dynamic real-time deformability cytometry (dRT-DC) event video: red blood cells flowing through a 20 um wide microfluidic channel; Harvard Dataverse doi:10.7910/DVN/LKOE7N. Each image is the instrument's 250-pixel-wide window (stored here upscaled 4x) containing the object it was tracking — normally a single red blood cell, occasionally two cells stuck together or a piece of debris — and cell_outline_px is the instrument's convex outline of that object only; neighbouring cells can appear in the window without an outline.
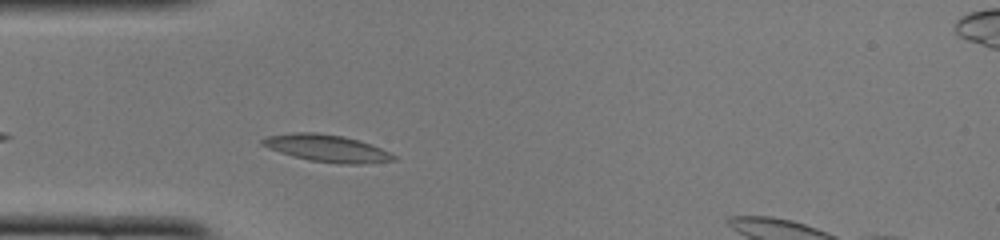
{"species": "common noctule bat (a hibernating species)", "species_latin": "Nyctalus noctula", "temperature_condition": "cold", "stored_images_in_passage": 37, "camera_frame_rate_fps": 3000, "um_per_image_px": 0.085, "animal": {"sex": "female", "body_mass_g": 22.0, "forearm_length_mm": 56.7}, "frame": {"image": 1, "passage_image": 4, "time_ms": 1.0, "image_size_px": [1000, 240], "cell_outline_px": [[396, 160], [360, 164], [344, 164], [308, 160], [292, 156], [268, 148], [260, 144], [260, 140], [268, 136], [292, 132], [316, 132], [344, 136], [360, 140], [372, 144], [396, 156]], "centroid_in_image_um": [27.77, 12.59], "position_along_channel_um": 57.2, "area_um2": 20.81}}
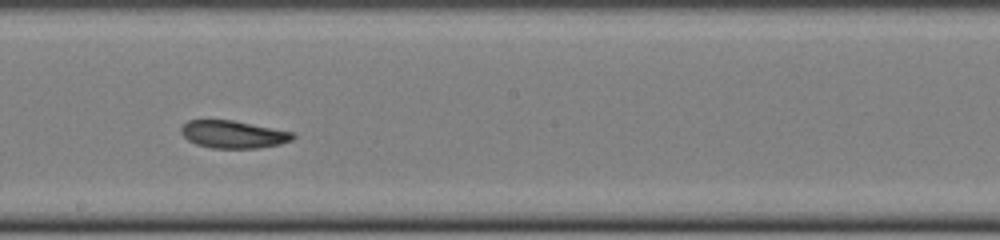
{"frame": {"image": 2, "passage_image": 17, "time_ms": 5.333, "image_size_px": [1000, 240], "cell_outline_px": [[296, 136], [292, 140], [280, 144], [256, 148], [212, 148], [196, 144], [188, 140], [180, 132], [180, 128], [188, 120], [232, 120], [292, 132]], "centroid_in_image_um": [19.8, 11.42], "position_along_channel_um": 228.4, "area_um2": 17.8}}
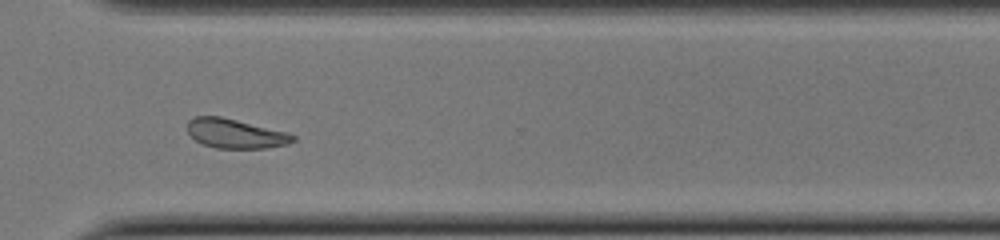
{"frame": {"image": 3, "passage_image": 26, "time_ms": 8.333, "image_size_px": [1000, 240], "cell_outline_px": [[296, 140], [288, 144], [264, 148], [216, 148], [204, 144], [196, 140], [188, 132], [188, 120], [196, 116], [220, 116], [284, 132], [296, 136]], "centroid_in_image_um": [19.99, 11.36], "position_along_channel_um": 350.6, "area_um2": 17.69}, "authors_computed_cell_mechanics": {"area_um2": 19.1896, "velocity_mm_per_s": 4.0387, "shape_relaxation_time_tau1_ms": 4.6583, "shape_relaxation_time_tau2_ms": 8.606, "deformation_change_tau1": 0.1255, "deformation_change_tau2": 0.1295}}